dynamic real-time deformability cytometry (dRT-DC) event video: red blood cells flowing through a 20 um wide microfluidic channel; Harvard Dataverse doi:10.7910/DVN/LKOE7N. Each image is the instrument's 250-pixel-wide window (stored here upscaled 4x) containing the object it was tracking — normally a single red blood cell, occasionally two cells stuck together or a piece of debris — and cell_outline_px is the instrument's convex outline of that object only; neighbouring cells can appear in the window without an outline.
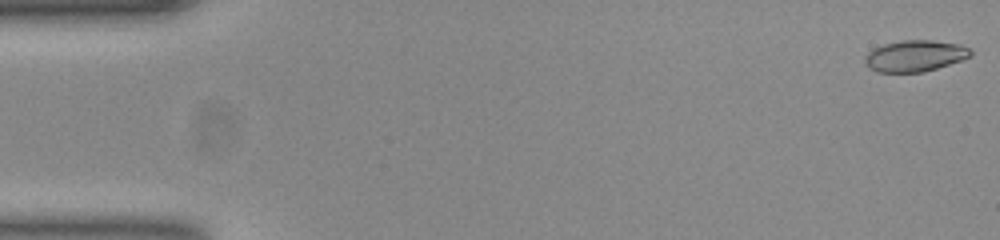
{"species": "common noctule bat (a hibernating species)", "species_latin": "Nyctalus noctula", "temperature_condition": "room temperature", "stored_images_in_passage": 53, "camera_frame_rate_fps": 3000, "um_per_image_px": 0.085, "animal": {"sex": "female", "body_mass_g": 23.0, "forearm_length_mm": 53.4}, "frame": {"image": 1, "passage_image": 1, "time_ms": 0.0, "image_size_px": [1000, 240], "cell_outline_px": [[972, 56], [924, 72], [876, 72], [868, 68], [864, 60], [864, 56], [872, 48], [884, 44], [904, 40], [932, 40], [960, 44], [968, 48], [972, 52]], "centroid_in_image_um": [77.73, 4.75], "position_along_channel_um": 7.3, "area_um2": 19.31}}
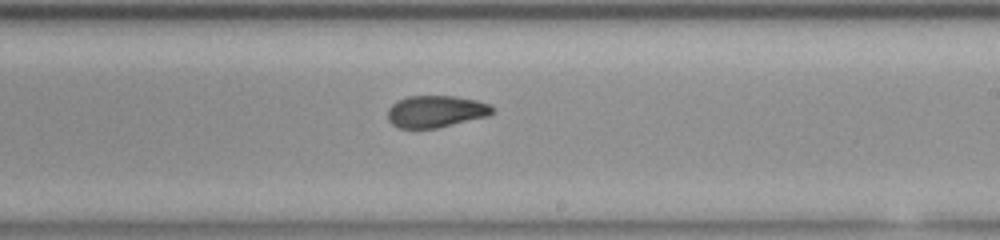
{"frame": {"image": 2, "passage_image": 31, "time_ms": 10.0, "image_size_px": [1000, 240], "cell_outline_px": [[496, 112], [488, 116], [436, 128], [400, 128], [392, 124], [388, 120], [388, 108], [392, 104], [408, 96], [456, 96], [476, 100], [488, 104], [496, 108]], "centroid_in_image_um": [37.08, 9.47], "position_along_channel_um": 251.9, "area_um2": 19.48}}
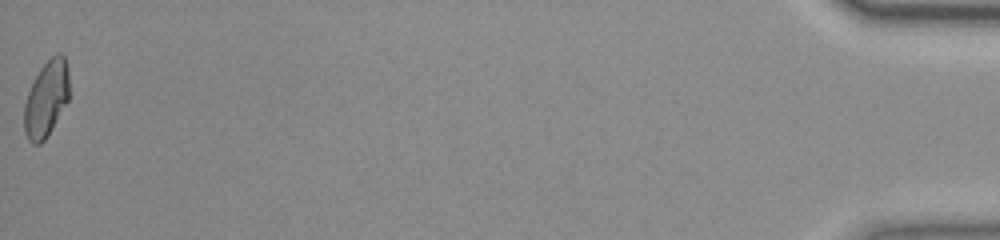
{"frame": {"image": 3, "passage_image": 53, "time_ms": 17.333, "image_size_px": [1000, 240], "cell_outline_px": [[68, 100], [44, 140], [40, 144], [32, 144], [28, 140], [24, 132], [24, 104], [28, 92], [40, 68], [56, 52], [60, 52], [64, 56], [68, 68]], "centroid_in_image_um": [3.92, 8.39], "position_along_channel_um": 431.3, "area_um2": 19.71}, "authors_computed_cell_mechanics": {"area_um2": 19.8254, "velocity_mm_per_s": 3.8655, "shape_relaxation_time_tau1_ms": null, "shape_relaxation_time_tau2_ms": 2.834, "deformation_change_tau1": null, "deformation_change_tau2": 0.0404}}